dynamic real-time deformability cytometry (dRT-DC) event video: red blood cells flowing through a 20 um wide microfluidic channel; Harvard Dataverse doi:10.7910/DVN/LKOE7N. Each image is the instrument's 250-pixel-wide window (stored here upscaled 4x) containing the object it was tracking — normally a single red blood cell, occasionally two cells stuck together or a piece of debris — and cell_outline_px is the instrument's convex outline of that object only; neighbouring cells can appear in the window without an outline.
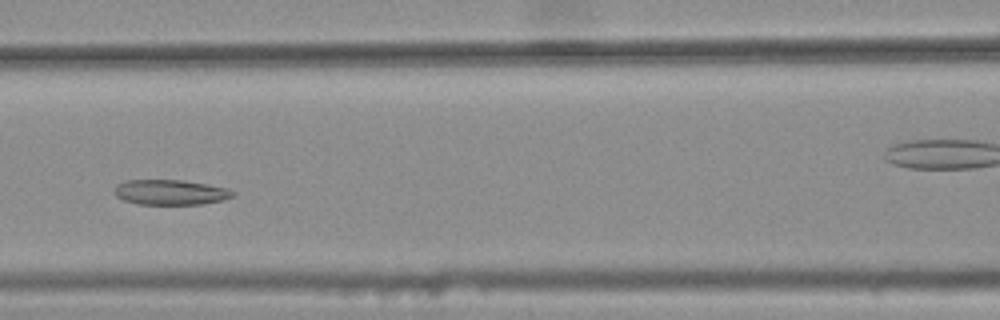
{"species": "common noctule bat (a hibernating species)", "species_latin": "Nyctalus noctula", "temperature_condition": "warm", "stored_images_in_passage": 37, "camera_frame_rate_fps": 3000, "um_per_image_px": 0.085, "animal": {"sex": "female", "body_mass_g": 25.1}, "frame": {"image": 1, "passage_image": 15, "time_ms": 4.667, "image_size_px": [1000, 320], "cell_outline_px": [[236, 196], [224, 200], [200, 204], [140, 204], [124, 200], [116, 196], [112, 192], [116, 184], [124, 180], [180, 180], [208, 184], [228, 188], [236, 192]], "centroid_in_image_um": [14.5, 16.34], "position_along_channel_um": 152.1, "area_um2": 17.57}}
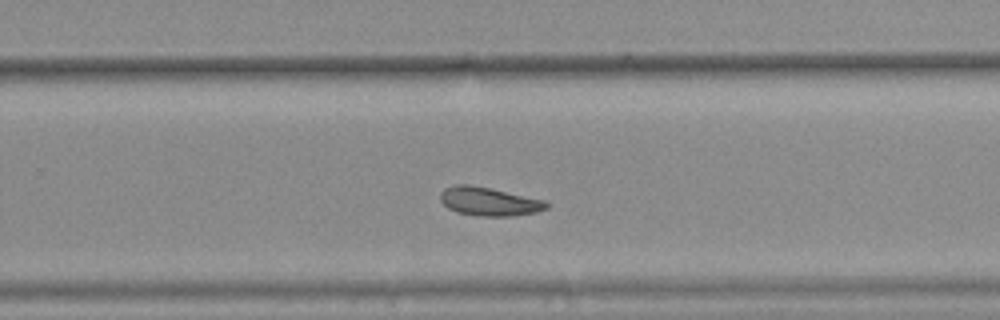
{"frame": {"image": 2, "passage_image": 26, "time_ms": 8.333, "image_size_px": [1000, 320], "cell_outline_px": [[548, 208], [536, 212], [512, 216], [480, 216], [456, 212], [448, 208], [440, 200], [440, 192], [444, 188], [456, 184], [472, 184], [544, 200], [548, 204]], "centroid_in_image_um": [41.53, 17.12], "position_along_channel_um": 288.3, "area_um2": 17.69}}
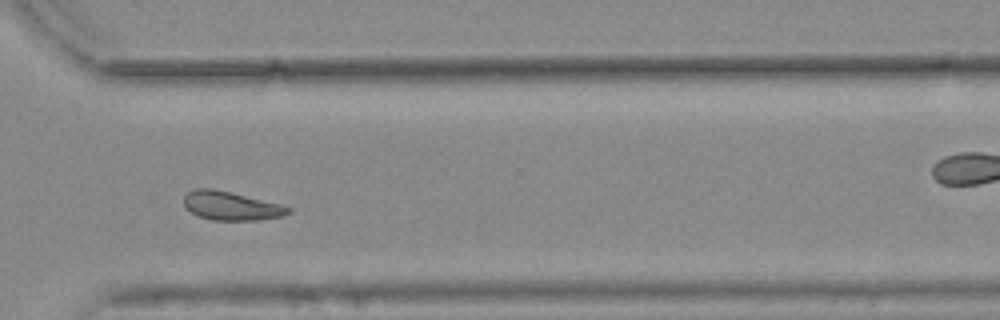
{"frame": {"image": 3, "passage_image": 31, "time_ms": 10.0, "image_size_px": [1000, 320], "cell_outline_px": [[292, 212], [284, 216], [256, 220], [212, 220], [200, 216], [184, 208], [184, 196], [188, 192], [196, 188], [212, 188], [280, 204], [292, 208]], "centroid_in_image_um": [19.64, 17.5], "position_along_channel_um": 351.0, "area_um2": 17.34}, "authors_computed_cell_mechanics": {"area_um2": 17.8602, "velocity_mm_per_s": 3.7242, "shape_relaxation_time_tau1_ms": null, "shape_relaxation_time_tau2_ms": 7.5252, "deformation_change_tau1": null, "deformation_change_tau2": 0.1504}}